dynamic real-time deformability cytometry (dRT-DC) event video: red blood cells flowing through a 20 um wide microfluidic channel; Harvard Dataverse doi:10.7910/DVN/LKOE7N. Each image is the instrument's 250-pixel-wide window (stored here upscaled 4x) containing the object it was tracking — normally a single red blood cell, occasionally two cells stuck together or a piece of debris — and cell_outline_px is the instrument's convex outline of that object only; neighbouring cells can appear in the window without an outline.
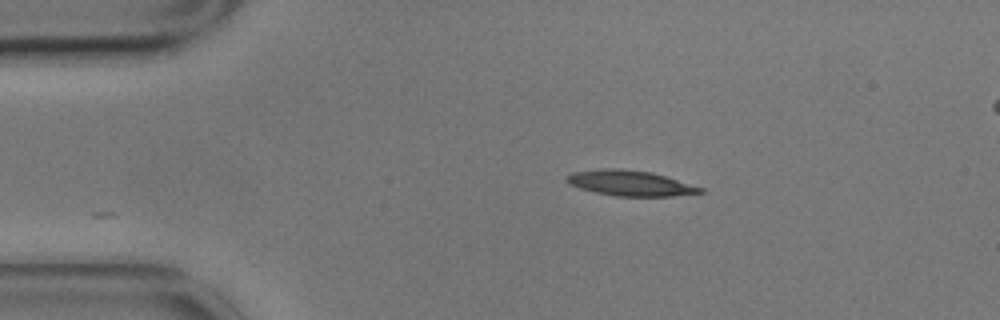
{"species": "common noctule bat (a hibernating species)", "species_latin": "Nyctalus noctula", "temperature_condition": "cold", "stored_images_in_passage": 47, "camera_frame_rate_fps": 3000, "um_per_image_px": 0.085, "animal": {"sex": "male", "body_mass_g": 17.9}, "frame": {"image": 1, "passage_image": 1, "time_ms": 0.0, "image_size_px": [1000, 320], "cell_outline_px": [[704, 192], [672, 196], [616, 196], [596, 192], [580, 188], [568, 184], [564, 180], [572, 172], [612, 168], [620, 168], [652, 172], [704, 188]], "centroid_in_image_um": [53.57, 15.57], "position_along_channel_um": 31.4, "area_um2": 19.59}}
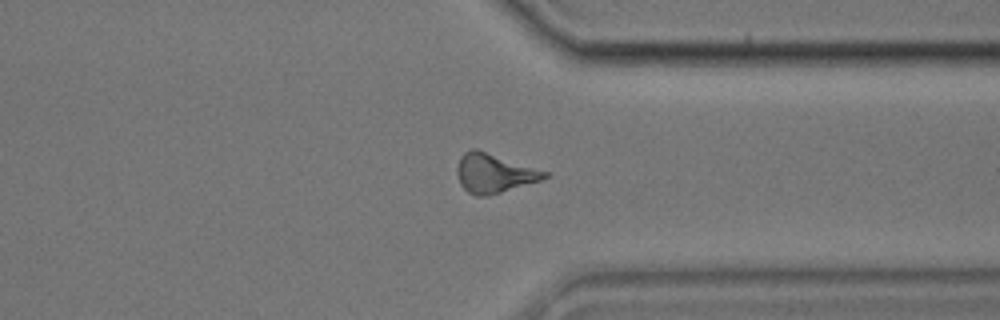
{"frame": {"image": 2, "passage_image": 34, "time_ms": 11.0, "image_size_px": [1000, 320], "cell_outline_px": [[552, 172], [548, 176], [540, 180], [488, 196], [476, 196], [468, 192], [460, 184], [456, 172], [456, 168], [460, 156], [464, 152], [472, 148], [476, 148]], "centroid_in_image_um": [42.0, 14.7], "position_along_channel_um": 369.4, "area_um2": 20.23}}
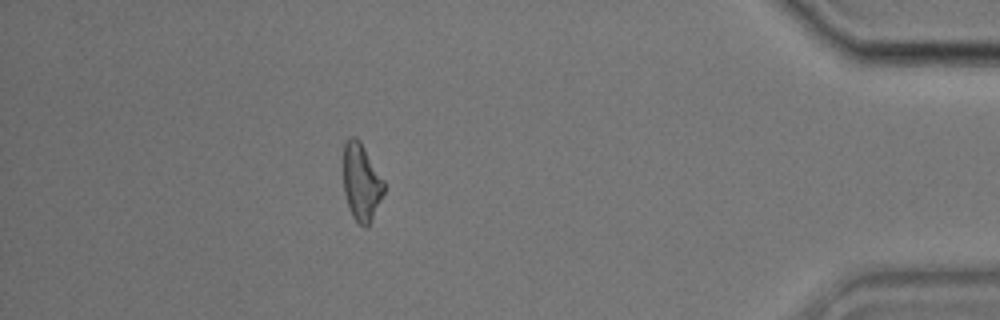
{"frame": {"image": 3, "passage_image": 41, "time_ms": 13.333, "image_size_px": [1000, 320], "cell_outline_px": [[384, 192], [372, 220], [364, 228], [352, 216], [348, 208], [344, 192], [344, 144], [348, 136], [356, 136], [360, 140], [384, 180]], "centroid_in_image_um": [30.71, 15.46], "position_along_channel_um": 404.5, "area_um2": 18.32}, "authors_computed_cell_mechanics": {"area_um2": 19.3052, "velocity_mm_per_s": 3.4843, "shape_relaxation_time_tau1_ms": 6.0805, "shape_relaxation_time_tau2_ms": null, "deformation_change_tau1": 0.1631, "deformation_change_tau2": null}}